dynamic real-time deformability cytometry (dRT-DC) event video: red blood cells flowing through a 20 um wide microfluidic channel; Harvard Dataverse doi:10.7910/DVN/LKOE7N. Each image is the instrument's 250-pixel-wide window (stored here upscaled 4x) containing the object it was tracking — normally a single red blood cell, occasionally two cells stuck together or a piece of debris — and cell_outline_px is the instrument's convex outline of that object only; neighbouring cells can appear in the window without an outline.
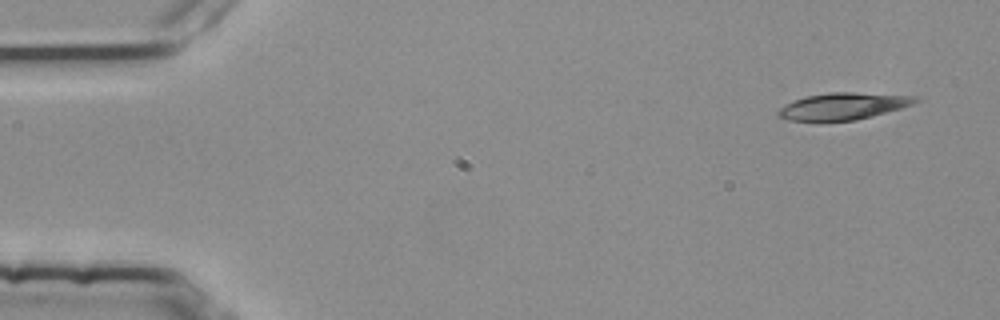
{"species": "common noctule bat (a hibernating species)", "species_latin": "Nyctalus noctula", "temperature_condition": "room temperature", "stored_images_in_passage": 4, "camera_frame_rate_fps": 3000, "um_per_image_px": 0.085, "animal": {"sex": "female", "body_mass_g": 25.1}, "frame": {"image": 1, "passage_image": 1, "time_ms": 0.0, "image_size_px": [1000, 320], "cell_outline_px": [[920, 100], [916, 104], [856, 120], [788, 120], [780, 116], [776, 112], [784, 104], [792, 100], [808, 96], [828, 92], [852, 92], [916, 96]], "centroid_in_image_um": [71.69, 9.01], "position_along_channel_um": 13.3, "area_um2": 21.27}}